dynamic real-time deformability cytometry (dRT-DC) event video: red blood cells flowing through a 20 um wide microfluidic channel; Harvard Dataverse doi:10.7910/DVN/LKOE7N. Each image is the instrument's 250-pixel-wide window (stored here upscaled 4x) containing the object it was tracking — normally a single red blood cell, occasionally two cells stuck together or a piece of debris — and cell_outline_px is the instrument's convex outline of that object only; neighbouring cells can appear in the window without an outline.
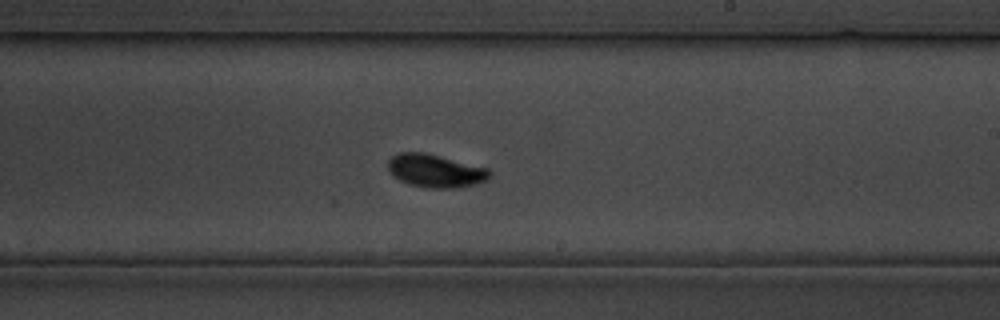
{"species": "common noctule bat (a hibernating species)", "species_latin": "Nyctalus noctula", "temperature_condition": "cold", "stored_images_in_passage": 32, "camera_frame_rate_fps": 3000, "um_per_image_px": 0.085, "animal": {"sex": "male", "body_mass_g": 19.5, "forearm_length_mm": 54.6}, "frame": {"image": 1, "passage_image": 19, "time_ms": 22.333, "image_size_px": [1000, 320], "cell_outline_px": [[492, 172], [488, 180], [476, 184], [452, 188], [424, 188], [408, 184], [392, 176], [388, 172], [388, 160], [392, 156], [400, 152], [424, 152], [488, 168]], "centroid_in_image_um": [36.99, 14.53], "position_along_channel_um": 252.0, "area_um2": 19.77}}